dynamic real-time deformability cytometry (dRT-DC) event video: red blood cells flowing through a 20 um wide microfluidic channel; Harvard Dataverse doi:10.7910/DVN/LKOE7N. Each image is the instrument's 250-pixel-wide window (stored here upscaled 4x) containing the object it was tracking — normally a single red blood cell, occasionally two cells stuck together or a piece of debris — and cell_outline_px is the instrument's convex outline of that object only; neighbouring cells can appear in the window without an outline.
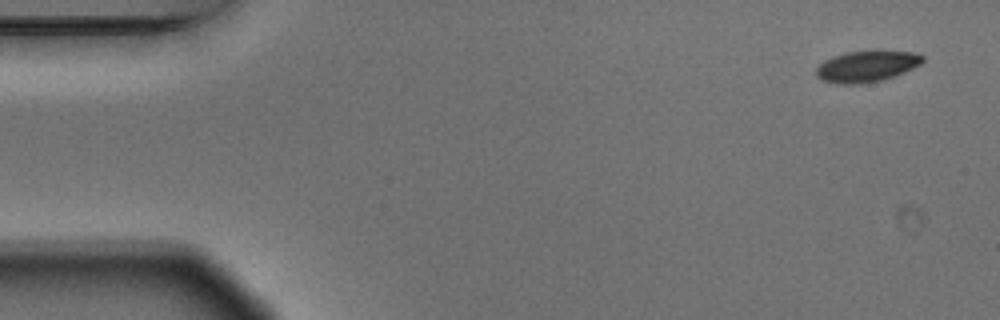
{"species": "Egyptian fruit bat (a non-hibernating species)", "species_latin": "Rousettus aegyptiacus", "temperature_condition": "warm", "stored_images_in_passage": 6, "camera_frame_rate_fps": 3000, "um_per_image_px": 0.085, "animal": {"sex": "male"}, "frame": {"image": 1, "passage_image": 1, "time_ms": 0.0, "image_size_px": [1000, 320], "cell_outline_px": [[924, 60], [920, 64], [904, 72], [880, 80], [860, 84], [840, 84], [824, 80], [816, 76], [816, 68], [824, 60], [848, 52], [912, 52], [924, 56]], "centroid_in_image_um": [73.65, 5.66], "position_along_channel_um": 11.4, "area_um2": 18.67}}
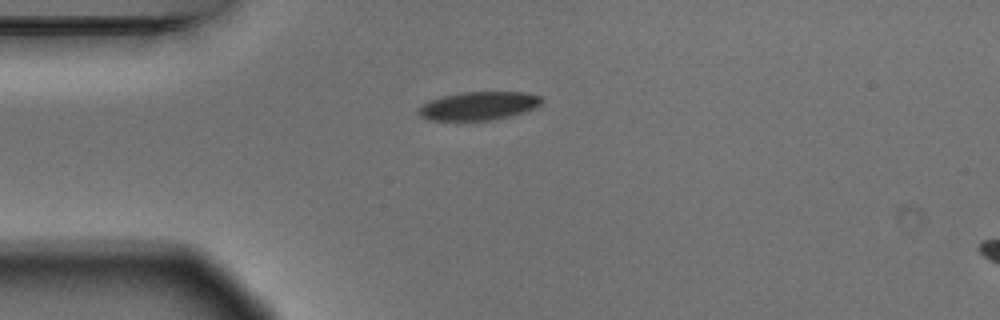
{"frame": {"image": 2, "passage_image": 4, "time_ms": 1.0, "image_size_px": [1000, 320], "cell_outline_px": [[544, 100], [540, 104], [524, 112], [492, 120], [428, 120], [420, 116], [416, 112], [428, 100], [444, 96], [464, 92], [524, 92], [540, 96]], "centroid_in_image_um": [40.67, 9.0], "position_along_channel_um": 44.3, "area_um2": 20.17}}
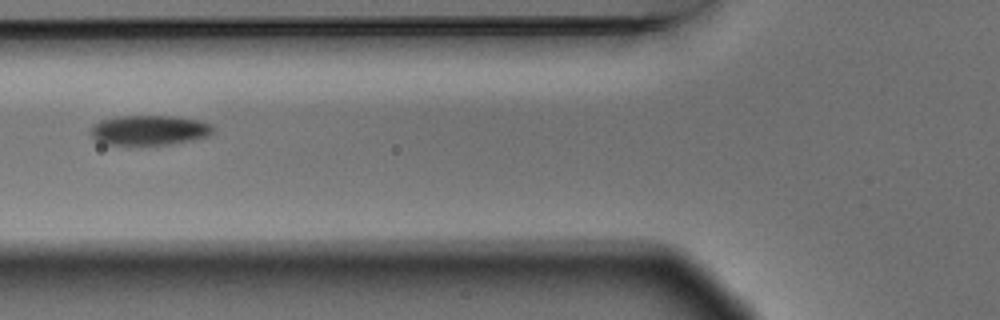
{"frame": {"image": 3, "passage_image": 6, "time_ms": 1.667, "image_size_px": [1000, 320], "cell_outline_px": [[216, 128], [208, 136], [192, 140], [172, 144], [104, 144], [96, 140], [88, 132], [92, 124], [100, 120], [120, 116], [172, 116], [200, 120], [212, 124]], "centroid_in_image_um": [12.69, 11.05], "position_along_channel_um": 113.1, "area_um2": 21.44}}